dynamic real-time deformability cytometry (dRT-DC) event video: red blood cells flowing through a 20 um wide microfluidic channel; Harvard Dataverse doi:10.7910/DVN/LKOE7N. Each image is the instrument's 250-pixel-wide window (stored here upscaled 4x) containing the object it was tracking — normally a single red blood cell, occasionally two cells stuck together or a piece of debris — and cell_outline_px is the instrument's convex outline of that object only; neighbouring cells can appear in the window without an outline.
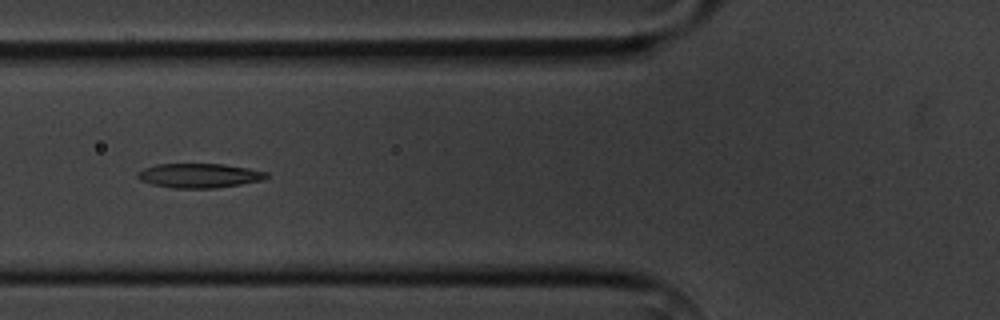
{"species": "common noctule bat (a hibernating species)", "species_latin": "Nyctalus noctula", "temperature_condition": "cold", "stored_images_in_passage": 7, "camera_frame_rate_fps": 3000, "um_per_image_px": 0.085, "animal": {"sex": "male", "body_mass_g": 20.1, "forearm_length_mm": 53.5}, "frame": {"image": 1, "passage_image": 5, "time_ms": 4.667, "image_size_px": [1000, 320], "cell_outline_px": [[268, 176], [260, 180], [240, 184], [216, 188], [172, 188], [152, 184], [140, 180], [136, 176], [136, 172], [144, 168], [156, 164], [224, 164], [248, 168], [268, 172]], "centroid_in_image_um": [16.89, 14.92], "position_along_channel_um": 108.9, "area_um2": 18.26}}
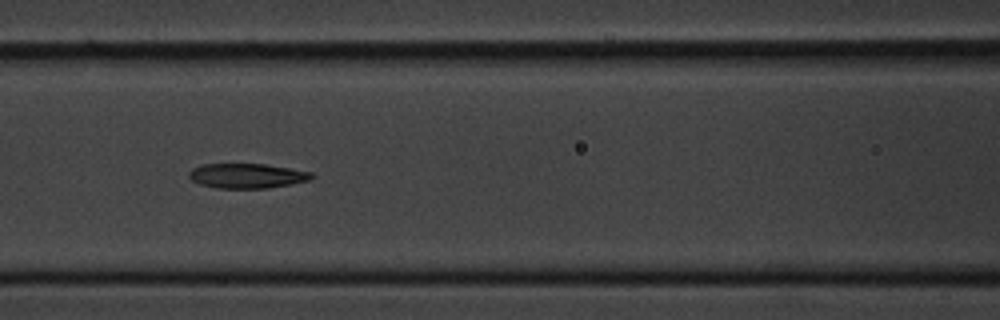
{"frame": {"image": 2, "passage_image": 6, "time_ms": 5.667, "image_size_px": [1000, 320], "cell_outline_px": [[316, 176], [308, 180], [292, 184], [268, 188], [216, 188], [200, 184], [192, 180], [188, 176], [188, 172], [192, 168], [204, 164], [264, 164], [312, 172]], "centroid_in_image_um": [20.99, 14.95], "position_along_channel_um": 145.6, "area_um2": 17.69}}
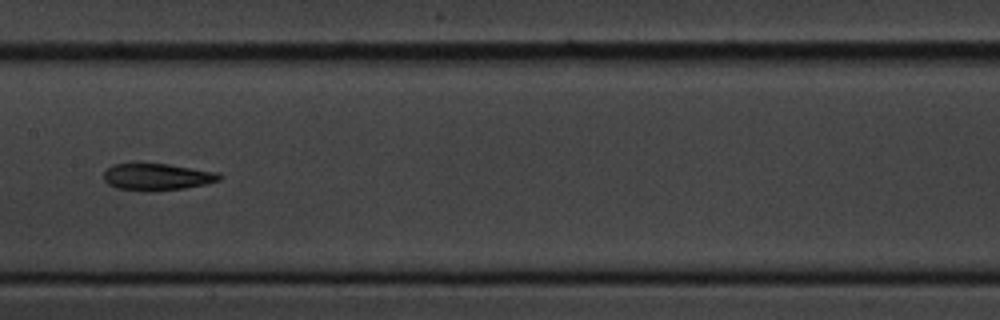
{"frame": {"image": 3, "passage_image": 7, "time_ms": 7.0, "image_size_px": [1000, 320], "cell_outline_px": [[224, 176], [220, 180], [204, 184], [184, 188], [148, 192], [116, 188], [108, 184], [104, 180], [104, 172], [112, 164], [168, 164], [220, 172]], "centroid_in_image_um": [13.38, 15.04], "position_along_channel_um": 194.0, "area_um2": 18.21}}